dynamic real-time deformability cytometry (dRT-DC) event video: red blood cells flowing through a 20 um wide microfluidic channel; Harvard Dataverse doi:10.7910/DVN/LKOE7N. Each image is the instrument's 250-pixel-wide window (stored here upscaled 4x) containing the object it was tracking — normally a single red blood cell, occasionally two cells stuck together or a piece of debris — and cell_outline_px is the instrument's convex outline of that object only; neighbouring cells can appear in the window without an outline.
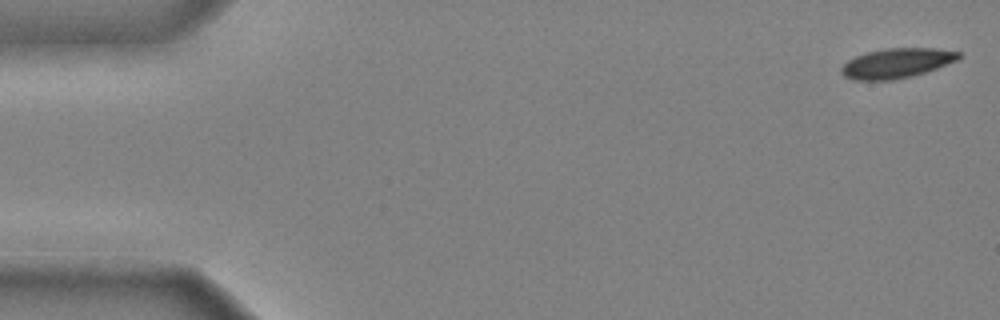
{"species": "common noctule bat (a hibernating species)", "species_latin": "Nyctalus noctula", "temperature_condition": "cold", "stored_images_in_passage": 44, "camera_frame_rate_fps": 3000, "um_per_image_px": 0.085, "animal": {"sex": "male", "body_mass_g": 20.4}, "frame": {"image": 1, "passage_image": 1, "time_ms": 0.0, "image_size_px": [1000, 320], "cell_outline_px": [[960, 56], [956, 60], [936, 68], [912, 76], [892, 80], [852, 80], [844, 76], [840, 72], [840, 68], [848, 60], [856, 56], [868, 52], [888, 48], [936, 48], [960, 52]], "centroid_in_image_um": [76.17, 5.37], "position_along_channel_um": 8.8, "area_um2": 20.17}}
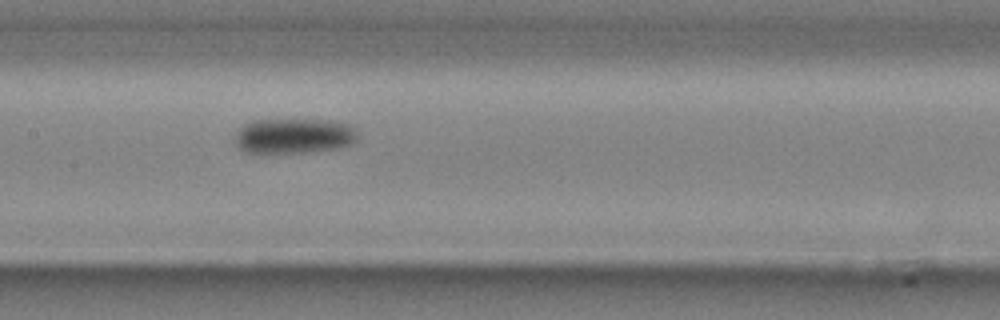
{"frame": {"image": 2, "passage_image": 24, "time_ms": 7.667, "image_size_px": [1000, 320], "cell_outline_px": [[356, 144], [340, 148], [312, 152], [248, 152], [240, 148], [236, 144], [236, 132], [244, 124], [252, 120], [332, 120], [348, 124], [356, 128]], "centroid_in_image_um": [25.05, 11.55], "position_along_channel_um": 182.4, "area_um2": 25.2}}
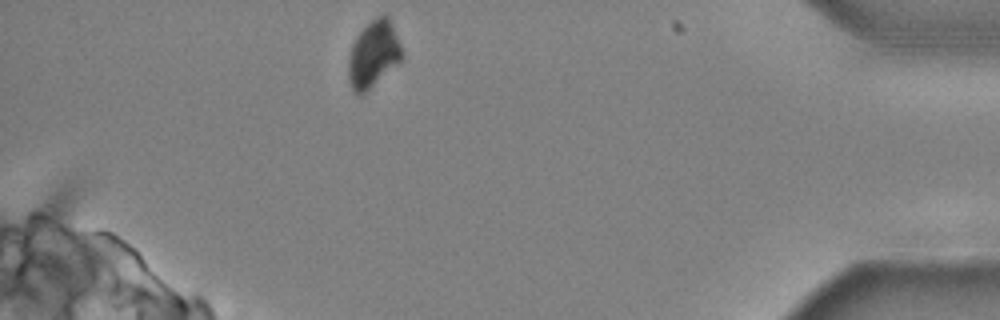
{"frame": {"image": 3, "passage_image": 44, "time_ms": 14.333, "image_size_px": [1000, 320], "cell_outline_px": [[404, 56], [400, 64], [364, 96], [360, 96], [352, 88], [348, 80], [348, 60], [352, 44], [356, 36], [376, 16], [388, 16], [392, 24], [400, 44]], "centroid_in_image_um": [31.76, 4.69], "position_along_channel_um": 403.4, "area_um2": 21.27}, "authors_computed_cell_mechanics": {"area_um2": 23.9292, "velocity_mm_per_s": 3.9458, "shape_relaxation_time_tau1_ms": 7.0607, "shape_relaxation_time_tau2_ms": null, "deformation_change_tau1": 0.1453, "deformation_change_tau2": null}}